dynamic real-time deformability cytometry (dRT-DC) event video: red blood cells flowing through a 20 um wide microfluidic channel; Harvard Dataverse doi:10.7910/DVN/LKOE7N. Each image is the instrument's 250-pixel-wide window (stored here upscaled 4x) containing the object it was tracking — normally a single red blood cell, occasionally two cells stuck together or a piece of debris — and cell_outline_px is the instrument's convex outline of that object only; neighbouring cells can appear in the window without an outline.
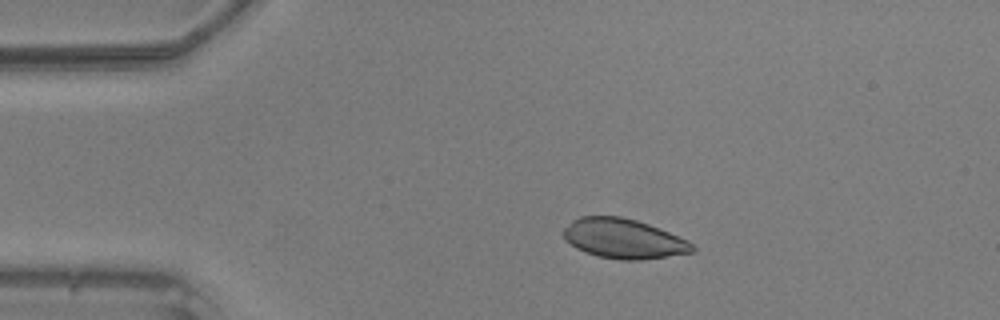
{"species": "common noctule bat (a hibernating species)", "species_latin": "Nyctalus noctula", "temperature_condition": "warm", "stored_images_in_passage": 47, "camera_frame_rate_fps": 3000, "um_per_image_px": 0.085, "animal": {"sex": "male", "body_mass_g": 20.5, "forearm_length_mm": 52.5}, "frame": {"image": 1, "passage_image": 8, "time_ms": 2.333, "image_size_px": [1000, 320], "cell_outline_px": [[696, 252], [640, 260], [620, 260], [600, 256], [576, 248], [564, 240], [564, 228], [572, 220], [580, 216], [620, 216], [636, 220], [648, 224], [688, 240], [696, 248]], "centroid_in_image_um": [53.01, 20.28], "position_along_channel_um": 32.0, "area_um2": 29.71}}
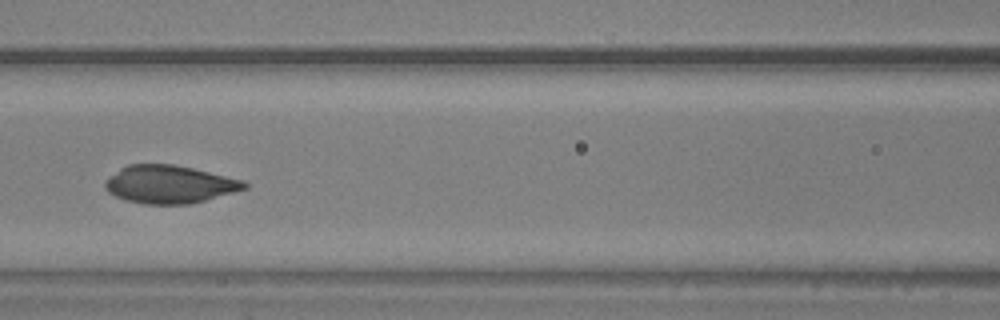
{"frame": {"image": 2, "passage_image": 20, "time_ms": 6.333, "image_size_px": [1000, 320], "cell_outline_px": [[248, 188], [192, 204], [144, 204], [124, 200], [108, 192], [104, 188], [104, 184], [120, 168], [128, 164], [172, 164], [192, 168], [244, 180], [248, 184]], "centroid_in_image_um": [14.42, 15.68], "position_along_channel_um": 152.2, "area_um2": 30.69}}
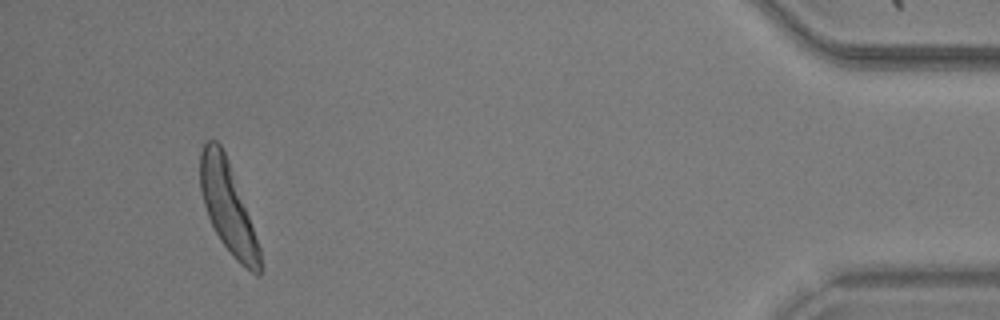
{"frame": {"image": 3, "passage_image": 44, "time_ms": 14.333, "image_size_px": [1000, 320], "cell_outline_px": [[264, 268], [260, 276], [256, 276], [240, 264], [232, 256], [220, 240], [208, 216], [200, 192], [200, 152], [204, 144], [208, 140], [216, 140], [220, 144], [228, 160], [260, 248]], "centroid_in_image_um": [19.38, 17.69], "position_along_channel_um": 415.8, "area_um2": 31.15}}